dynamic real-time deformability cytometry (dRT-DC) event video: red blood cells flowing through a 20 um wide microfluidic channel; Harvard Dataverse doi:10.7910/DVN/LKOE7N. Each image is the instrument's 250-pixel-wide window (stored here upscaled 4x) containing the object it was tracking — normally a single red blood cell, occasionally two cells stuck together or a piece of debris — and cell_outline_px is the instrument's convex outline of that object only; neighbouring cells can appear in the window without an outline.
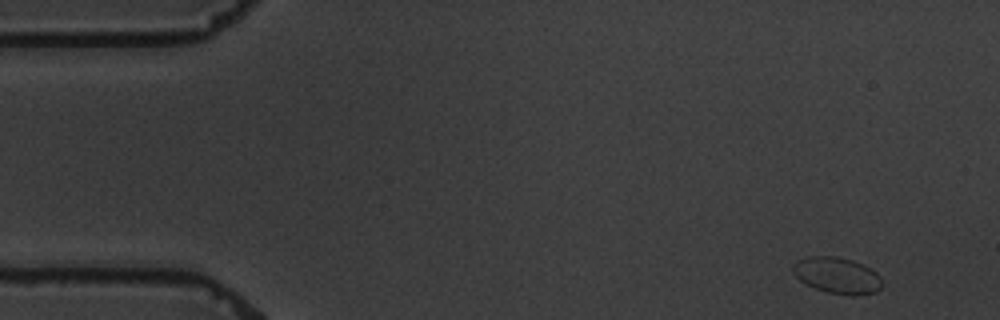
{"species": "common noctule bat (a hibernating species)", "species_latin": "Nyctalus noctula", "temperature_condition": "warm", "stored_images_in_passage": 6, "camera_frame_rate_fps": 3000, "um_per_image_px": 0.085, "animal": {"sex": "male", "body_mass_g": 19.5, "forearm_length_mm": 54.6}, "frame": {"image": 1, "passage_image": 1, "time_ms": 0.0, "image_size_px": [1000, 320], "cell_outline_px": [[880, 288], [876, 292], [852, 296], [828, 292], [816, 288], [800, 280], [792, 272], [792, 264], [796, 260], [808, 256], [836, 256], [852, 260], [864, 264], [876, 272], [880, 276]], "centroid_in_image_um": [71.14, 23.39], "position_along_channel_um": 13.9, "area_um2": 18.84}}
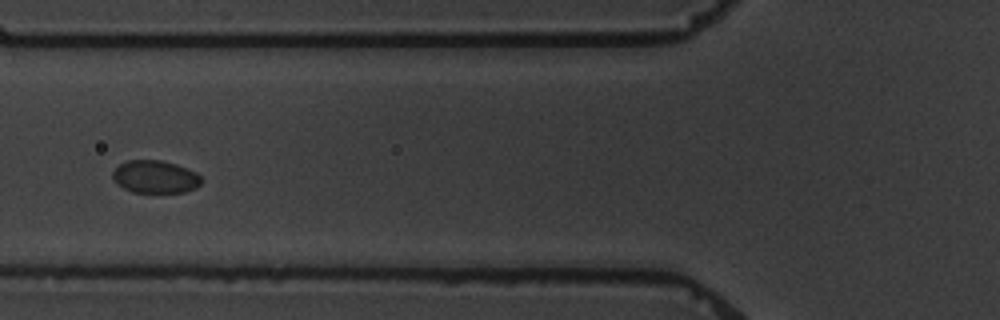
{"frame": {"image": 2, "passage_image": 6, "time_ms": 6.0, "image_size_px": [1000, 320], "cell_outline_px": [[200, 184], [196, 188], [184, 192], [132, 192], [116, 184], [112, 180], [112, 172], [120, 164], [128, 160], [160, 160], [176, 164], [196, 172], [200, 176]], "centroid_in_image_um": [13.16, 15.03], "position_along_channel_um": 112.6, "area_um2": 16.88}}